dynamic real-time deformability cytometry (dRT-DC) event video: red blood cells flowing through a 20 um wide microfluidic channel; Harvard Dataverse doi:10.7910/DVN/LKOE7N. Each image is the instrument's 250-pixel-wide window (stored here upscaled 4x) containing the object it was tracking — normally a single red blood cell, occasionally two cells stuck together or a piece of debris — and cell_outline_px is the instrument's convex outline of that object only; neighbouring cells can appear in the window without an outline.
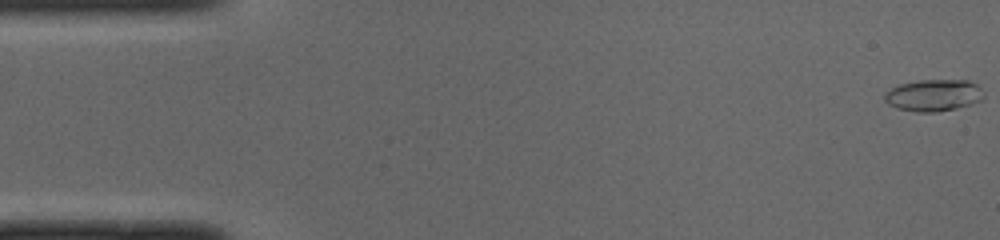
{"species": "common noctule bat (a hibernating species)", "species_latin": "Nyctalus noctula", "temperature_condition": "cold", "stored_images_in_passage": 50, "camera_frame_rate_fps": 3000, "um_per_image_px": 0.085, "animal": {"sex": "male", "body_mass_g": 19.0, "forearm_length_mm": 50.8}, "frame": {"image": 1, "passage_image": 1, "time_ms": 0.0, "image_size_px": [1000, 240], "cell_outline_px": [[984, 96], [980, 100], [956, 108], [936, 112], [916, 112], [896, 108], [888, 104], [884, 100], [884, 92], [900, 84], [920, 80], [968, 80], [976, 84], [984, 92]], "centroid_in_image_um": [79.32, 8.1], "position_along_channel_um": 5.7, "area_um2": 18.32}}
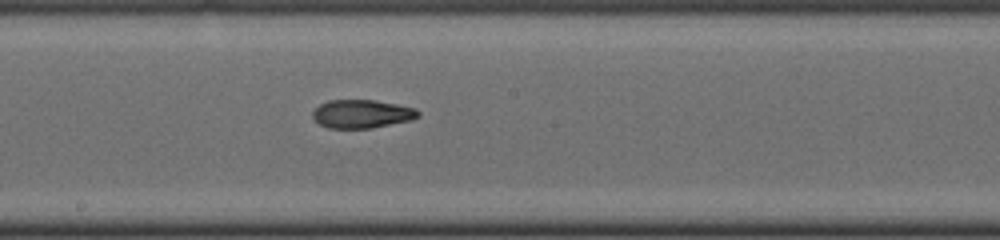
{"frame": {"image": 2, "passage_image": 27, "time_ms": 8.667, "image_size_px": [1000, 240], "cell_outline_px": [[420, 116], [408, 120], [372, 128], [328, 128], [320, 124], [312, 116], [312, 112], [320, 104], [328, 100], [376, 100], [416, 108], [420, 112]], "centroid_in_image_um": [30.75, 9.67], "position_along_channel_um": 217.5, "area_um2": 17.34}}
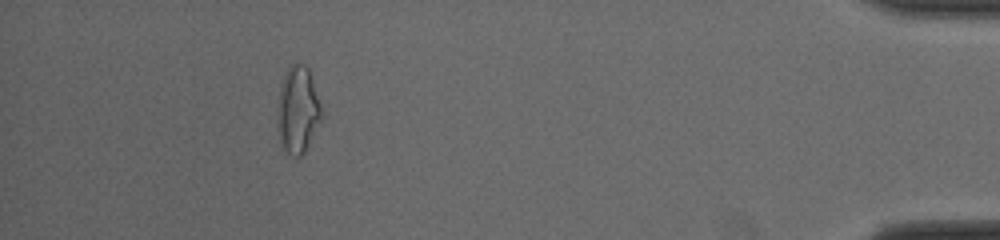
{"frame": {"image": 3, "passage_image": 46, "time_ms": 15.0, "image_size_px": [1000, 240], "cell_outline_px": [[324, 116], [304, 152], [300, 156], [292, 156], [284, 152], [280, 148], [280, 88], [284, 76], [288, 68], [296, 60], [304, 64], [308, 68], [324, 112]], "centroid_in_image_um": [25.37, 9.34], "position_along_channel_um": 409.8, "area_um2": 22.02}, "authors_computed_cell_mechanics": {"area_um2": 17.8313, "velocity_mm_per_s": 4.0076, "shape_relaxation_time_tau1_ms": 6.1749, "shape_relaxation_time_tau2_ms": 4.1159, "deformation_change_tau1": 0.2122, "deformation_change_tau2": 0.0989}}